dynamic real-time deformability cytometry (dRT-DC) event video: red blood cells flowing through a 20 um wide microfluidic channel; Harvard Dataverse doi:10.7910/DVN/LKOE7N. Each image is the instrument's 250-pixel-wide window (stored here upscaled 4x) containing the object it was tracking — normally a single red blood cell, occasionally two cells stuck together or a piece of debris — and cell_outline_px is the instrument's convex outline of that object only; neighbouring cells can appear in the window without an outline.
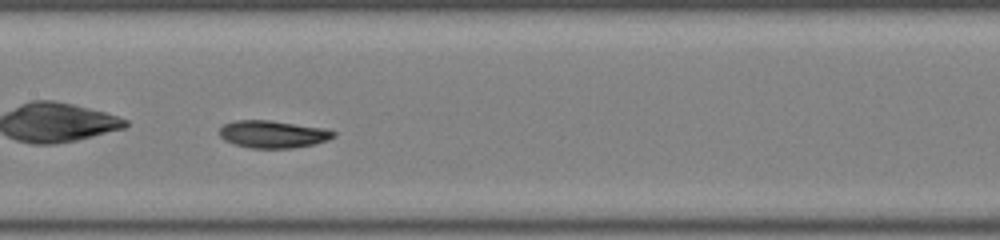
{"species": "common noctule bat (a hibernating species)", "species_latin": "Nyctalus noctula", "temperature_condition": "room temperature", "stored_images_in_passage": 32, "camera_frame_rate_fps": 3000, "um_per_image_px": 0.085, "animal": {"sex": "male", "body_mass_g": 19.0, "forearm_length_mm": 50.8}, "frame": {"image": 1, "passage_image": 10, "time_ms": 3.0, "image_size_px": [1000, 240], "cell_outline_px": [[336, 136], [328, 140], [312, 144], [292, 148], [252, 148], [236, 144], [224, 140], [220, 136], [220, 128], [224, 124], [236, 120], [268, 120], [324, 128], [336, 132]], "centroid_in_image_um": [23.2, 11.4], "position_along_channel_um": 184.2, "area_um2": 18.03}}
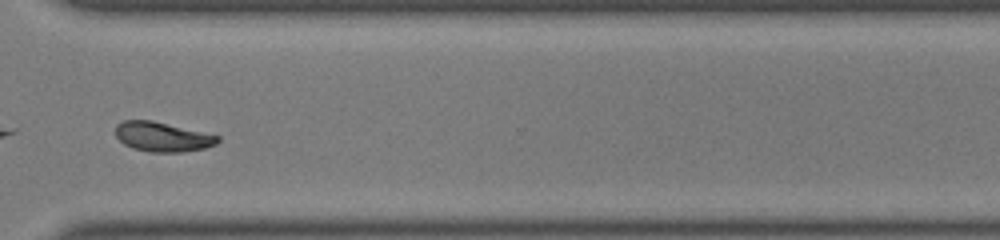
{"frame": {"image": 2, "passage_image": 23, "time_ms": 7.333, "image_size_px": [1000, 240], "cell_outline_px": [[220, 140], [216, 144], [204, 148], [180, 152], [152, 152], [132, 148], [124, 144], [116, 136], [116, 124], [124, 120], [152, 120], [220, 136]], "centroid_in_image_um": [13.8, 11.62], "position_along_channel_um": 356.8, "area_um2": 17.51}, "authors_computed_cell_mechanics": {"area_um2": 18.0625, "velocity_mm_per_s": 3.9605, "shape_relaxation_time_tau1_ms": 3.9412, "shape_relaxation_time_tau2_ms": null, "deformation_change_tau1": 0.13, "deformation_change_tau2": null}}